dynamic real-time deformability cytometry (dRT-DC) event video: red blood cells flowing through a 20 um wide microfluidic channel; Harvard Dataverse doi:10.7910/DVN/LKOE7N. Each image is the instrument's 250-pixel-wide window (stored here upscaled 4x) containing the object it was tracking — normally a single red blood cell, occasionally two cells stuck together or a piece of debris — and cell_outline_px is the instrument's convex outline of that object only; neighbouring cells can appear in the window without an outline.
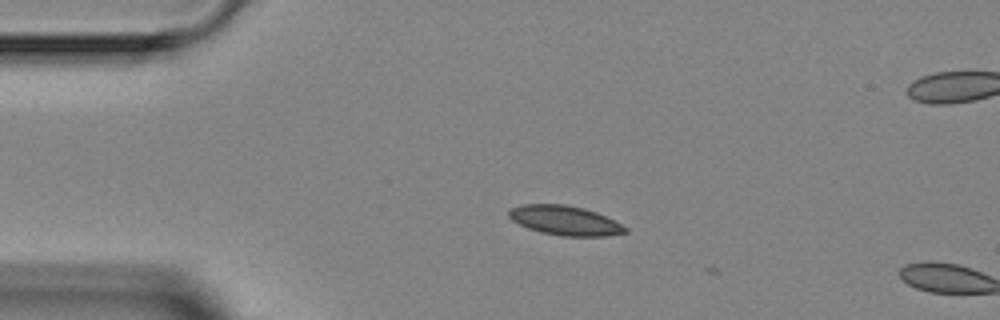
{"species": "Egyptian fruit bat (a non-hibernating species)", "species_latin": "Rousettus aegyptiacus", "temperature_condition": "room temperature", "stored_images_in_passage": 3, "camera_frame_rate_fps": 3000, "um_per_image_px": 0.085, "animal": {"sex": "female"}, "frame": {"image": 1, "passage_image": 2, "time_ms": 1.333, "image_size_px": [1000, 320], "cell_outline_px": [[628, 232], [604, 236], [560, 236], [540, 232], [528, 228], [512, 220], [508, 216], [508, 212], [512, 208], [520, 204], [564, 204], [584, 208], [596, 212], [628, 228]], "centroid_in_image_um": [48.0, 18.74], "position_along_channel_um": 37.0, "area_um2": 19.88}}